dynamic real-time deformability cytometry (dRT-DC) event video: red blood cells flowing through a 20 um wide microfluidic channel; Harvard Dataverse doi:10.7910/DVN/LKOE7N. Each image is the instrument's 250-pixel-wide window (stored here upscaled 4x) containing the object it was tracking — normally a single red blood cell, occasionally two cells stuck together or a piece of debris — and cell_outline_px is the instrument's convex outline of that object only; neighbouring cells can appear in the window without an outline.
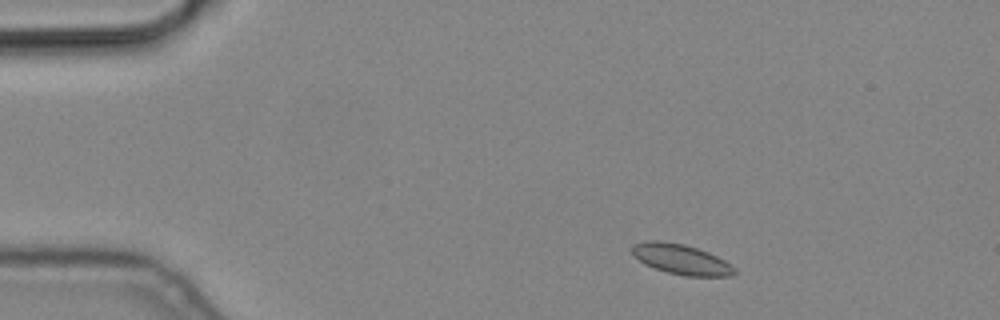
{"species": "common noctule bat (a hibernating species)", "species_latin": "Nyctalus noctula", "temperature_condition": "cold", "stored_images_in_passage": 5, "camera_frame_rate_fps": 3000, "um_per_image_px": 0.085, "animal": {"sex": "male", "body_mass_g": 19.2, "forearm_length_mm": 51.8}, "frame": {"image": 1, "passage_image": 2, "time_ms": 0.333, "image_size_px": [1000, 320], "cell_outline_px": [[736, 272], [732, 276], [684, 276], [668, 272], [644, 264], [632, 252], [632, 244], [648, 240], [660, 240], [684, 244], [708, 252], [724, 260], [736, 268]], "centroid_in_image_um": [57.91, 22.03], "position_along_channel_um": 27.1, "area_um2": 17.92}}